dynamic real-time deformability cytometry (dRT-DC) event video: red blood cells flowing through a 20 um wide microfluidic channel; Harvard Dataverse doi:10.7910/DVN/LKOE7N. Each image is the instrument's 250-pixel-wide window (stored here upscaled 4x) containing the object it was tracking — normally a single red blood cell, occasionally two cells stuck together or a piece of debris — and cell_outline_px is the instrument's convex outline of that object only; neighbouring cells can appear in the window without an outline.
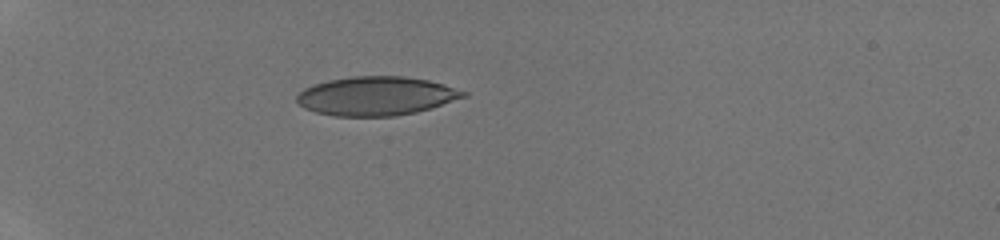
{"species": "human", "species_latin": "Homo sapiens", "temperature_condition": "room temperature", "stored_images_in_passage": 32, "camera_frame_rate_fps": 3000, "um_per_image_px": 0.085, "donor": {"sex": "male"}, "frame": {"image": 1, "passage_image": 1, "time_ms": 0.0, "image_size_px": [1000, 240], "cell_outline_px": [[468, 96], [432, 108], [416, 112], [396, 116], [336, 116], [316, 112], [304, 108], [296, 100], [296, 96], [304, 88], [312, 84], [328, 80], [352, 76], [404, 76], [428, 80], [468, 92]], "centroid_in_image_um": [31.98, 8.16], "position_along_channel_um": 53.0, "area_um2": 37.8}}
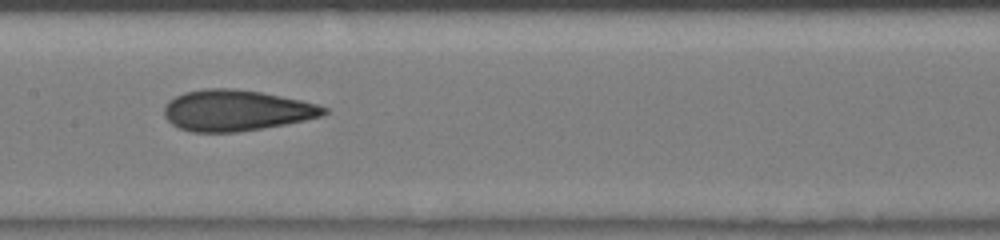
{"frame": {"image": 2, "passage_image": 12, "time_ms": 3.667, "image_size_px": [1000, 240], "cell_outline_px": [[328, 112], [324, 116], [284, 124], [236, 132], [192, 132], [180, 128], [172, 124], [164, 116], [164, 104], [168, 100], [184, 92], [204, 88], [236, 88], [260, 92], [320, 104], [328, 108]], "centroid_in_image_um": [20.07, 9.37], "position_along_channel_um": 187.3, "area_um2": 38.21}}
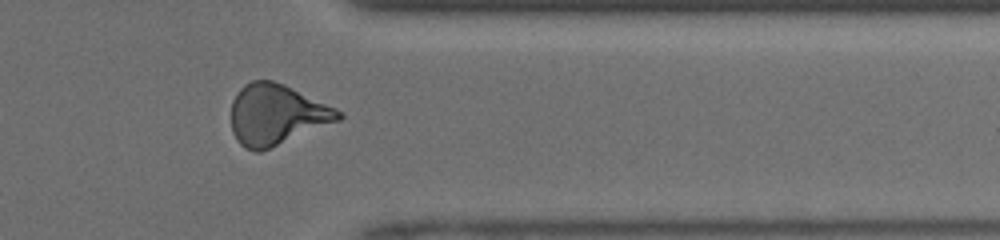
{"frame": {"image": 3, "passage_image": 25, "time_ms": 8.0, "image_size_px": [1000, 240], "cell_outline_px": [[344, 116], [340, 120], [260, 152], [256, 152], [244, 148], [236, 140], [232, 132], [232, 100], [240, 88], [244, 84], [252, 80], [272, 80], [284, 84], [336, 108], [344, 112]], "centroid_in_image_um": [23.5, 9.74], "position_along_channel_um": 387.9, "area_um2": 37.92}}